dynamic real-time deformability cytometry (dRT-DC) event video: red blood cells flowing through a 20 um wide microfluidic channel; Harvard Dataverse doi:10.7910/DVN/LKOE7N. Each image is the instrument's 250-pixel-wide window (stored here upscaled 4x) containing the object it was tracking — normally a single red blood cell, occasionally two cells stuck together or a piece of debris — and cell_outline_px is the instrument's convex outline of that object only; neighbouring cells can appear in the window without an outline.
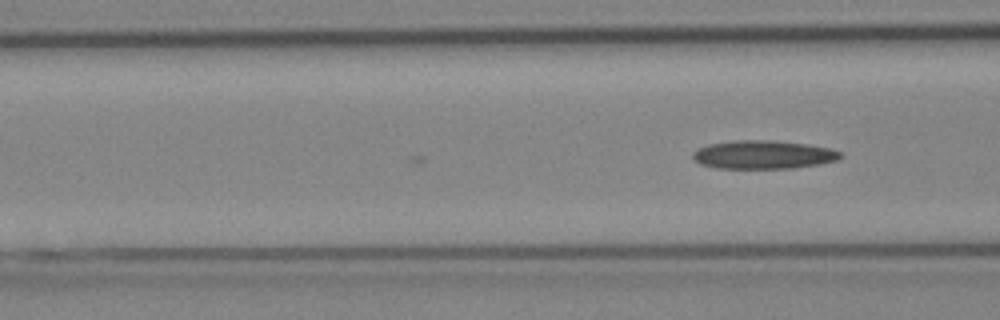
{"species": "Egyptian fruit bat (a non-hibernating species)", "species_latin": "Rousettus aegyptiacus", "temperature_condition": "cold", "stored_images_in_passage": 3, "camera_frame_rate_fps": 3000, "um_per_image_px": 0.085, "animal": {"sex": "female"}, "frame": {"image": 1, "passage_image": 3, "time_ms": 0.667, "image_size_px": [1000, 320], "cell_outline_px": [[840, 156], [836, 160], [820, 164], [792, 168], [716, 168], [700, 164], [692, 160], [692, 152], [708, 144], [732, 140], [772, 140], [804, 144], [828, 148], [840, 152]], "centroid_in_image_um": [64.8, 13.15], "position_along_channel_um": 101.8, "area_um2": 24.33}}